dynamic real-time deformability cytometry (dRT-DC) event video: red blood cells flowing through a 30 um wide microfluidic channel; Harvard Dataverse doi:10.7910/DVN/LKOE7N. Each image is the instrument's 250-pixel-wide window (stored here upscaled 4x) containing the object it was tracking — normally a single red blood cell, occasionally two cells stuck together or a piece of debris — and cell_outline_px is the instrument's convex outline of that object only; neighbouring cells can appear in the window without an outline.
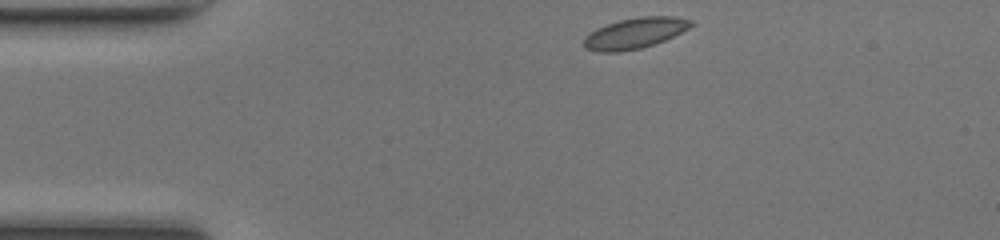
{"species": "common noctule bat (a hibernating species)", "species_latin": "Nyctalus noctula", "temperature_condition": "room temperature", "stored_images_in_passage": 40, "camera_frame_rate_fps": 3000, "um_per_image_px": 0.085, "animal": {"sex": "female", "body_mass_g": 17.0, "forearm_length_mm": 48.0}, "frame": {"image": 1, "passage_image": 1, "time_ms": 0.0, "image_size_px": [1000, 240], "cell_outline_px": [[696, 24], [664, 40], [640, 48], [620, 52], [600, 52], [584, 48], [584, 36], [596, 28], [620, 20], [640, 16], [672, 16], [692, 20]], "centroid_in_image_um": [53.95, 2.81], "position_along_channel_um": 31.1, "area_um2": 19.07}}
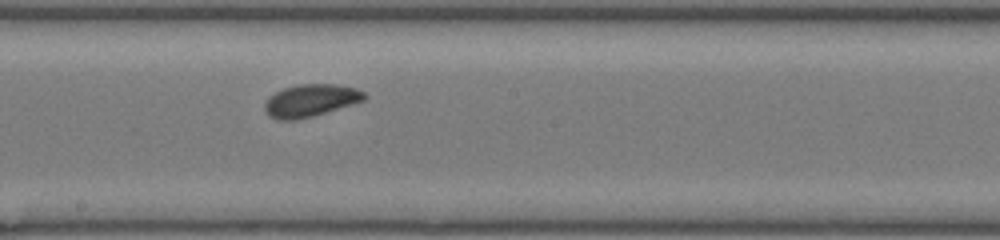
{"frame": {"image": 2, "passage_image": 18, "time_ms": 5.667, "image_size_px": [1000, 240], "cell_outline_px": [[368, 96], [364, 100], [352, 104], [312, 116], [296, 120], [276, 120], [268, 116], [264, 112], [264, 104], [268, 96], [284, 88], [300, 84], [336, 84], [356, 88], [364, 92]], "centroid_in_image_um": [26.36, 8.54], "position_along_channel_um": 221.8, "area_um2": 18.9}}
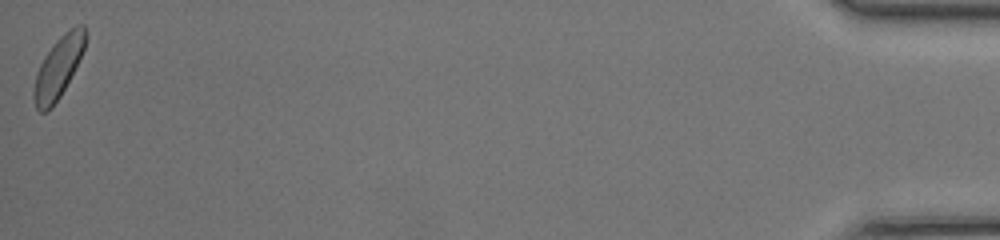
{"frame": {"image": 3, "passage_image": 40, "time_ms": 13.0, "image_size_px": [1000, 240], "cell_outline_px": [[88, 36], [84, 48], [60, 96], [48, 112], [40, 112], [36, 108], [32, 96], [32, 92], [36, 72], [44, 56], [52, 44], [64, 32], [76, 24], [84, 24]], "centroid_in_image_um": [4.93, 5.7], "position_along_channel_um": 430.3, "area_um2": 18.38}, "authors_computed_cell_mechanics": {"area_um2": 18.3226, "velocity_mm_per_s": 4.2733, "shape_relaxation_time_tau1_ms": null, "shape_relaxation_time_tau2_ms": 3.581, "deformation_change_tau1": null, "deformation_change_tau2": 0.0574}}